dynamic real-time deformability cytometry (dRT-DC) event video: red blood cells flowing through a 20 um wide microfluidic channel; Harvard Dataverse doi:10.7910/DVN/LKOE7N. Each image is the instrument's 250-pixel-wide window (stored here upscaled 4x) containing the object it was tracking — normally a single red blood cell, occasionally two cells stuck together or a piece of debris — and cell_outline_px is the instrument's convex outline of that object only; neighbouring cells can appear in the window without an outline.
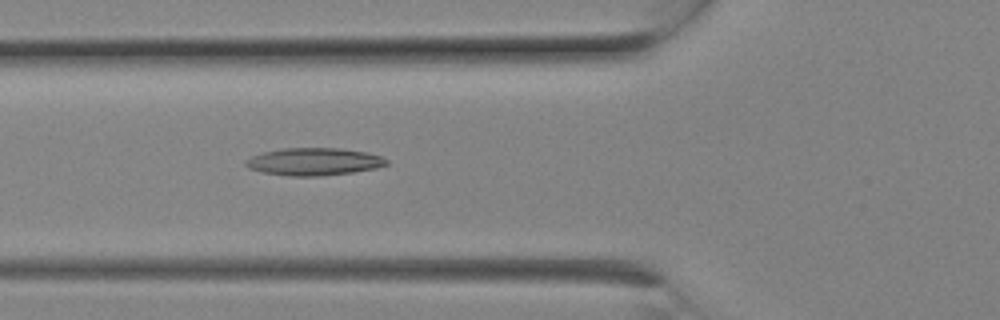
{"species": "Egyptian fruit bat (a non-hibernating species)", "species_latin": "Rousettus aegyptiacus", "temperature_condition": "room temperature", "stored_images_in_passage": 7, "camera_frame_rate_fps": 3000, "um_per_image_px": 0.085, "animal": {"sex": "female"}, "frame": {"image": 1, "passage_image": 7, "time_ms": 2.0, "image_size_px": [1000, 320], "cell_outline_px": [[388, 164], [376, 168], [352, 172], [320, 176], [288, 176], [260, 172], [248, 168], [244, 164], [244, 160], [252, 156], [264, 152], [284, 148], [340, 148], [364, 152], [380, 156], [388, 160]], "centroid_in_image_um": [26.64, 13.74], "position_along_channel_um": 99.2, "area_um2": 22.54}}